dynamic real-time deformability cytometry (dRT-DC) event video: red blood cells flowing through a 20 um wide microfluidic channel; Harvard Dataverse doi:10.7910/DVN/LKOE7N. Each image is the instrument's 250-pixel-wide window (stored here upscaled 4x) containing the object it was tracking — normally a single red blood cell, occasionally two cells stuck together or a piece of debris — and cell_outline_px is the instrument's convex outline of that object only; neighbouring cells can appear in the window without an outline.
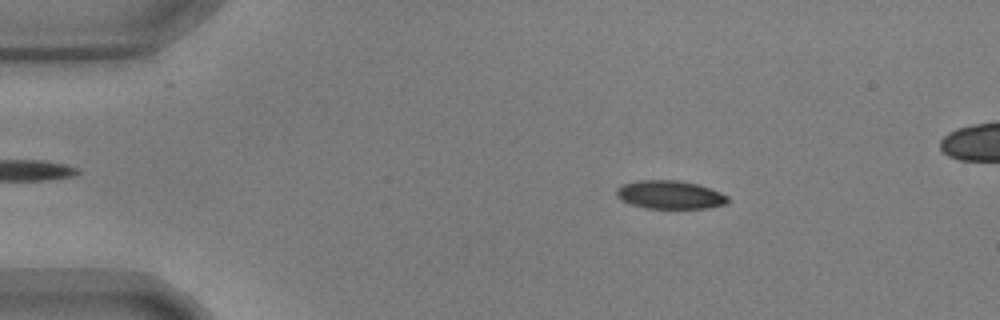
{"species": "common noctule bat (a hibernating species)", "species_latin": "Nyctalus noctula", "temperature_condition": "warm", "stored_images_in_passage": 54, "camera_frame_rate_fps": 3000, "um_per_image_px": 0.085, "animal": {"sex": "male", "body_mass_g": 17.9, "forearm_length_mm": 54.2}, "frame": {"image": 1, "passage_image": 9, "time_ms": 2.667, "image_size_px": [1000, 320], "cell_outline_px": [[728, 204], [708, 208], [648, 208], [632, 204], [620, 200], [616, 196], [616, 188], [620, 184], [636, 180], [680, 180], [696, 184], [720, 192], [728, 196]], "centroid_in_image_um": [56.91, 16.54], "position_along_channel_um": 28.1, "area_um2": 18.5}}
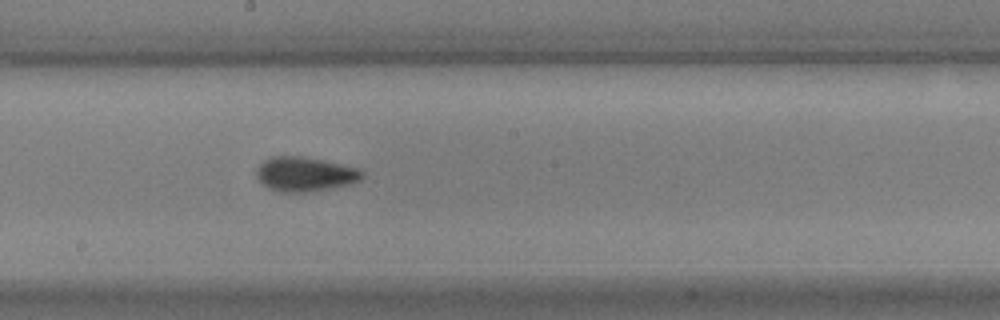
{"frame": {"image": 2, "passage_image": 30, "time_ms": 9.667, "image_size_px": [1000, 320], "cell_outline_px": [[364, 176], [360, 180], [352, 184], [332, 188], [308, 192], [280, 192], [268, 188], [256, 176], [256, 168], [264, 160], [272, 156], [304, 156], [360, 168], [364, 172]], "centroid_in_image_um": [25.95, 14.8], "position_along_channel_um": 222.2, "area_um2": 21.44}}
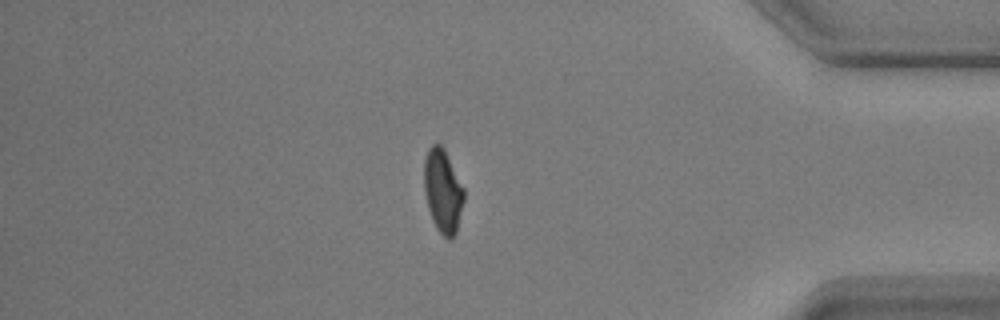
{"frame": {"image": 3, "passage_image": 47, "time_ms": 15.333, "image_size_px": [1000, 320], "cell_outline_px": [[464, 200], [456, 232], [452, 240], [448, 240], [436, 228], [432, 220], [428, 208], [424, 192], [424, 160], [428, 148], [432, 144], [440, 144], [444, 148], [464, 188]], "centroid_in_image_um": [37.63, 16.24], "position_along_channel_um": 397.6, "area_um2": 19.48}, "authors_computed_cell_mechanics": {"area_um2": 19.652, "velocity_mm_per_s": 3.6355, "shape_relaxation_time_tau1_ms": 3.2466, "shape_relaxation_time_tau2_ms": 1.5791, "deformation_change_tau1": 0.1522, "deformation_change_tau2": 0.066}}